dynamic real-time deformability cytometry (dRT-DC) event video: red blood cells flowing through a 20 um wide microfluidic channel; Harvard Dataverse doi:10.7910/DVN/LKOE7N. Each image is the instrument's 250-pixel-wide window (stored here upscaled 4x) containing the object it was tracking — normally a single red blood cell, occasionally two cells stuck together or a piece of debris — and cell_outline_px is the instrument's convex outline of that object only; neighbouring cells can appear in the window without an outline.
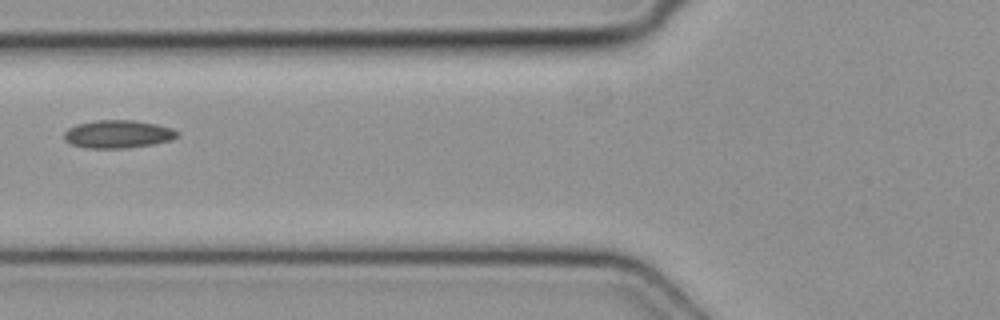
{"species": "common noctule bat (a hibernating species)", "species_latin": "Nyctalus noctula", "temperature_condition": "cold", "stored_images_in_passage": 2, "camera_frame_rate_fps": 3000, "um_per_image_px": 0.085, "animal": {"sex": "female", "body_mass_g": 19.3, "forearm_length_mm": 54.1}, "frame": {"image": 1, "passage_image": 2, "time_ms": 0.333, "image_size_px": [1000, 320], "cell_outline_px": [[180, 136], [172, 140], [152, 144], [128, 148], [84, 148], [72, 144], [64, 140], [64, 132], [68, 128], [76, 124], [96, 120], [132, 120], [156, 124], [172, 128], [180, 132]], "centroid_in_image_um": [10.04, 11.4], "position_along_channel_um": 115.8, "area_um2": 18.61}}